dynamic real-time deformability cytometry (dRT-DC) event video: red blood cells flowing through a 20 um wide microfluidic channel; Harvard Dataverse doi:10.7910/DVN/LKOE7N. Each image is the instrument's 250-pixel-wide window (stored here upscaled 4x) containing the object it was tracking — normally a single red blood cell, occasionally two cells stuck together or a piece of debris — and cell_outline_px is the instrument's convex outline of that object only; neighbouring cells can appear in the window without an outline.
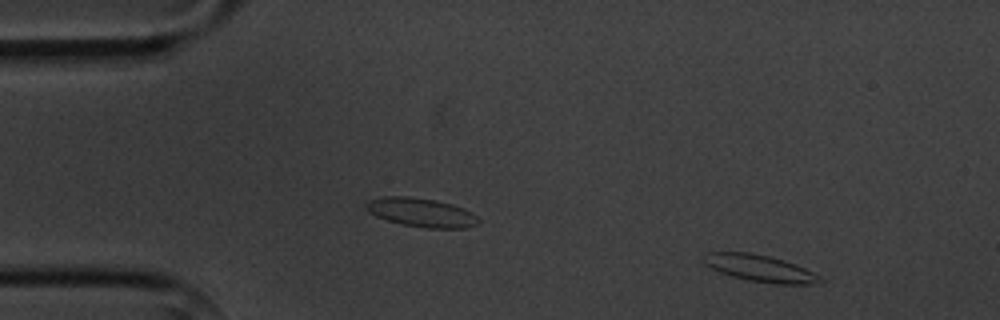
{"species": "common noctule bat (a hibernating species)", "species_latin": "Nyctalus noctula", "temperature_condition": "cold", "stored_images_in_passage": 5, "camera_frame_rate_fps": 3000, "um_per_image_px": 0.085, "animal": {"sex": "male", "body_mass_g": 20.1, "forearm_length_mm": 53.5}, "frame": {"image": 1, "passage_image": 2, "time_ms": 1.0, "image_size_px": [1000, 320], "cell_outline_px": [[824, 280], [812, 284], [776, 284], [748, 280], [732, 276], [720, 272], [704, 264], [700, 260], [700, 256], [708, 252], [748, 252], [768, 256], [784, 260], [796, 264], [820, 276]], "centroid_in_image_um": [64.54, 22.79], "position_along_channel_um": 20.5, "area_um2": 18.21}}